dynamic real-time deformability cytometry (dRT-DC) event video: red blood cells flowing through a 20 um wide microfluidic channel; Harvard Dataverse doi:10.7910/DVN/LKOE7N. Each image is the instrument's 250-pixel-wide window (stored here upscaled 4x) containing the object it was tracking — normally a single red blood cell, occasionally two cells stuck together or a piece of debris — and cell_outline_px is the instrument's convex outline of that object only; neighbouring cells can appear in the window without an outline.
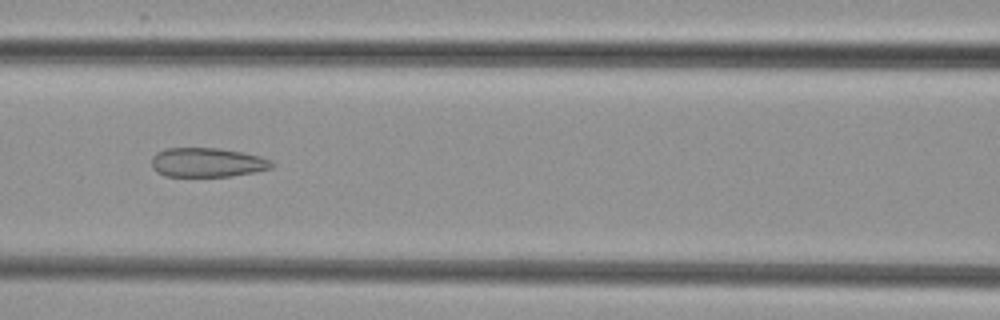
{"species": "common noctule bat (a hibernating species)", "species_latin": "Nyctalus noctula", "temperature_condition": "cold", "stored_images_in_passage": 9, "camera_frame_rate_fps": 3000, "um_per_image_px": 0.085, "animal": {"sex": "female", "body_mass_g": 29.2, "forearm_length_mm": 56.3}, "frame": {"image": 1, "passage_image": 7, "time_ms": 7.0, "image_size_px": [1000, 320], "cell_outline_px": [[276, 164], [272, 168], [256, 172], [232, 176], [164, 176], [156, 172], [152, 168], [152, 156], [156, 152], [168, 148], [220, 148], [244, 152], [260, 156], [272, 160]], "centroid_in_image_um": [17.65, 13.81], "position_along_channel_um": 148.9, "area_um2": 20.81}}
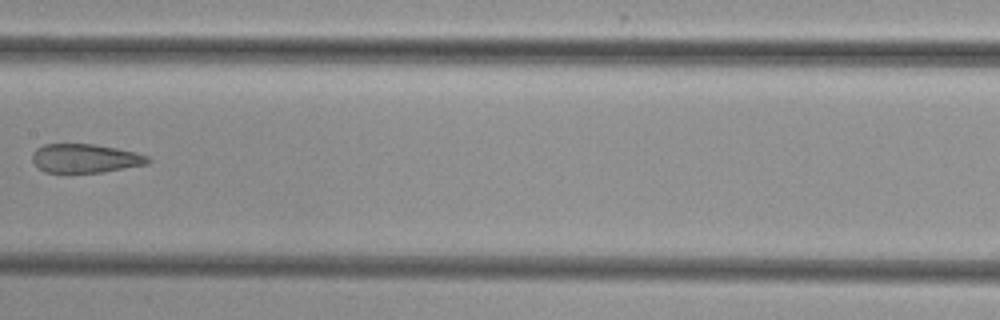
{"frame": {"image": 2, "passage_image": 8, "time_ms": 8.333, "image_size_px": [1000, 320], "cell_outline_px": [[152, 160], [148, 164], [100, 172], [44, 172], [32, 160], [32, 152], [36, 148], [44, 144], [96, 144], [136, 152], [148, 156]], "centroid_in_image_um": [7.25, 13.45], "position_along_channel_um": 200.1, "area_um2": 19.36}}
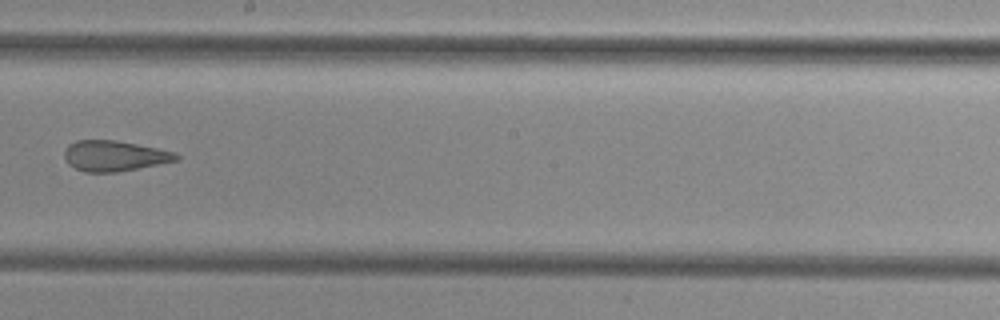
{"frame": {"image": 3, "passage_image": 9, "time_ms": 9.333, "image_size_px": [1000, 320], "cell_outline_px": [[180, 160], [116, 172], [84, 172], [68, 164], [64, 156], [64, 152], [68, 144], [76, 140], [116, 140], [176, 152], [180, 156]], "centroid_in_image_um": [9.72, 13.24], "position_along_channel_um": 238.5, "area_um2": 19.88}}